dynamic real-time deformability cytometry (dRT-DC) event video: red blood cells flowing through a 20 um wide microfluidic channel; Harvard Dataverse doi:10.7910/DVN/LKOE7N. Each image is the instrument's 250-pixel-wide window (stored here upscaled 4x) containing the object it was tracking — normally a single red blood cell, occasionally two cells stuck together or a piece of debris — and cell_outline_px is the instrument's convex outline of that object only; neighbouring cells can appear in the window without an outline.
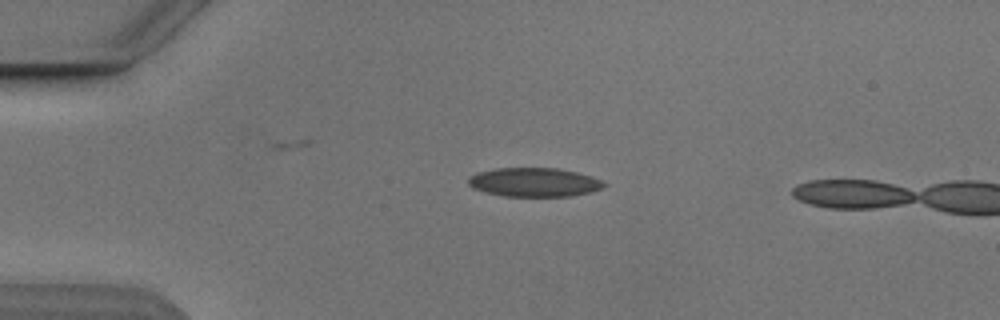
{"species": "Egyptian fruit bat (a non-hibernating species)", "species_latin": "Rousettus aegyptiacus", "temperature_condition": "cold", "stored_images_in_passage": 4, "camera_frame_rate_fps": 3000, "um_per_image_px": 0.085, "animal": {"sex": "male"}, "frame": {"image": 1, "passage_image": 3, "time_ms": 2.333, "image_size_px": [1000, 320], "cell_outline_px": [[608, 184], [604, 188], [592, 192], [572, 196], [504, 196], [484, 192], [472, 188], [468, 184], [468, 176], [476, 172], [496, 168], [556, 168], [576, 172], [592, 176]], "centroid_in_image_um": [45.4, 15.49], "position_along_channel_um": 39.6, "area_um2": 23.12}}